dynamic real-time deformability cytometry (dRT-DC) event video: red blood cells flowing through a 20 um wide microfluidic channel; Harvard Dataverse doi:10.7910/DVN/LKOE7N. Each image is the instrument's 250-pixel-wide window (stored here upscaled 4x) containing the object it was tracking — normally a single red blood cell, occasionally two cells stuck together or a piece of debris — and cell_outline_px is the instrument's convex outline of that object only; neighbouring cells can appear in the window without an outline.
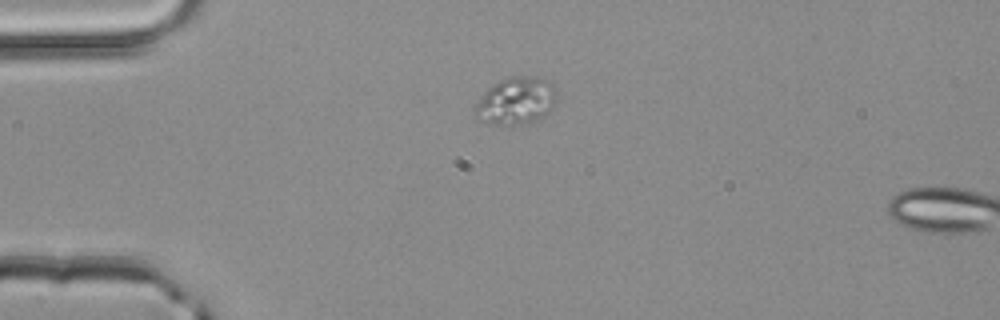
{"species": "common noctule bat (a hibernating species)", "species_latin": "Nyctalus noctula", "temperature_condition": "room temperature", "stored_images_in_passage": 2, "segment_of_instrument_passage": [1, 2], "camera_frame_rate_fps": 3000, "um_per_image_px": 0.085, "animal": {"sex": "male", "body_mass_g": 20.4}, "frame": {"image": 1, "passage_image": 1, "time_ms": 0.0, "image_size_px": [1000, 320], "cell_outline_px": [[556, 100], [552, 108], [548, 112], [536, 120], [512, 124], [496, 124], [480, 120], [472, 112], [472, 108], [484, 92], [492, 84], [508, 76], [536, 76], [548, 80], [556, 84]], "centroid_in_image_um": [43.86, 8.53], "position_along_channel_um": 41.1, "area_um2": 22.66}}